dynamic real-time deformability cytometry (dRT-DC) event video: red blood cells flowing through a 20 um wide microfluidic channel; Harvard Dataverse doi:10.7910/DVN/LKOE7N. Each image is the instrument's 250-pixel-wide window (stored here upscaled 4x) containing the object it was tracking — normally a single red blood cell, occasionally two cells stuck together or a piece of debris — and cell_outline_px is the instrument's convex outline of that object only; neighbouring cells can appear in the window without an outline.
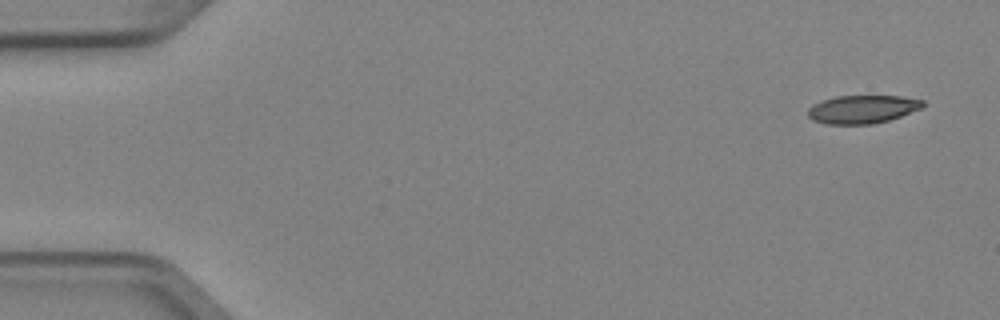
{"species": "Egyptian fruit bat (a non-hibernating species)", "species_latin": "Rousettus aegyptiacus", "temperature_condition": "cold", "stored_images_in_passage": 5, "segment_of_instrument_passage": [1, 2], "camera_frame_rate_fps": 3000, "um_per_image_px": 0.085, "animal": {"sex": "female"}, "frame": {"image": 1, "passage_image": 1, "time_ms": 0.0, "image_size_px": [1000, 320], "cell_outline_px": [[924, 108], [888, 120], [872, 124], [828, 124], [812, 120], [808, 116], [808, 108], [812, 104], [836, 96], [900, 96], [924, 100]], "centroid_in_image_um": [73.32, 9.28], "position_along_channel_um": 11.7, "area_um2": 18.9}}